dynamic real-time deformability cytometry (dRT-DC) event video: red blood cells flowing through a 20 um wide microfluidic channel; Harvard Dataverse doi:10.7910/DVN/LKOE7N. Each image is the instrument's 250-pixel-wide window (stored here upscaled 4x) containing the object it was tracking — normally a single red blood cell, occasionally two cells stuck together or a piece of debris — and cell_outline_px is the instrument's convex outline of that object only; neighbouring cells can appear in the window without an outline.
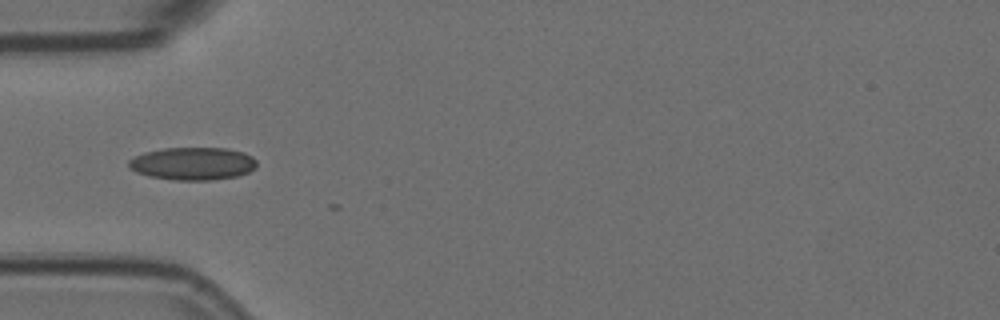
{"species": "Egyptian fruit bat (a non-hibernating species)", "species_latin": "Rousettus aegyptiacus", "temperature_condition": "room temperature", "stored_images_in_passage": 3, "camera_frame_rate_fps": 3000, "um_per_image_px": 0.085, "animal": {"sex": "female"}, "frame": {"image": 1, "passage_image": 2, "time_ms": 0.333, "image_size_px": [1000, 320], "cell_outline_px": [[256, 168], [248, 172], [236, 176], [212, 180], [172, 180], [148, 176], [136, 172], [128, 168], [128, 160], [144, 152], [164, 148], [228, 148], [244, 152], [252, 156], [256, 160]], "centroid_in_image_um": [16.38, 13.9], "position_along_channel_um": 68.6, "area_um2": 24.62}}